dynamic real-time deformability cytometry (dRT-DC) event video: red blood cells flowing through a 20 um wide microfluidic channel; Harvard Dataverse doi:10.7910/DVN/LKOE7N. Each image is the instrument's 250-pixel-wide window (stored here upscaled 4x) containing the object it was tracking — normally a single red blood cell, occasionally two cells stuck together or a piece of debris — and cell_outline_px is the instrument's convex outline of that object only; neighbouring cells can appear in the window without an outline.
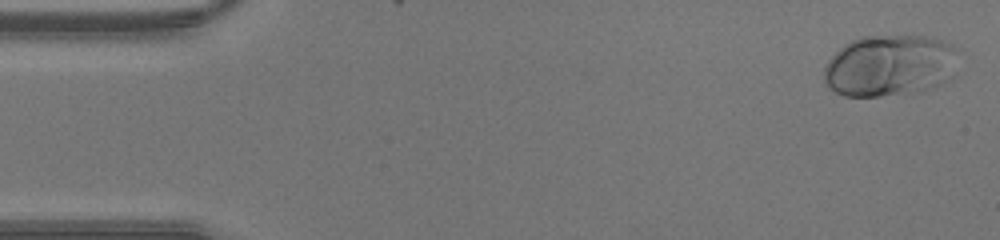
{"species": "human", "species_latin": "Homo sapiens", "temperature_condition": "warm", "stored_images_in_passage": 44, "camera_frame_rate_fps": 3000, "um_per_image_px": 0.085, "donor": {"sex": "male"}, "frame": {"image": 1, "passage_image": 1, "time_ms": 0.0, "image_size_px": [1000, 240], "cell_outline_px": [[956, 76], [940, 84], [920, 92], [880, 96], [844, 96], [828, 88], [824, 80], [824, 68], [828, 60], [840, 48], [852, 40], [864, 36], [932, 36], [952, 44], [956, 48]], "centroid_in_image_um": [75.67, 5.58], "position_along_channel_um": 9.3, "area_um2": 48.73}}
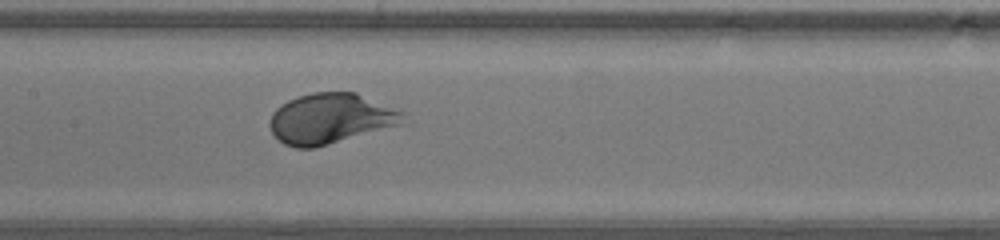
{"frame": {"image": 2, "passage_image": 21, "time_ms": 6.667, "image_size_px": [1000, 240], "cell_outline_px": [[408, 124], [316, 148], [296, 148], [284, 144], [272, 132], [268, 124], [272, 112], [276, 108], [288, 100], [296, 96], [312, 92], [356, 92], [404, 112]], "centroid_in_image_um": [28.16, 10.09], "position_along_channel_um": 179.2, "area_um2": 39.94}}
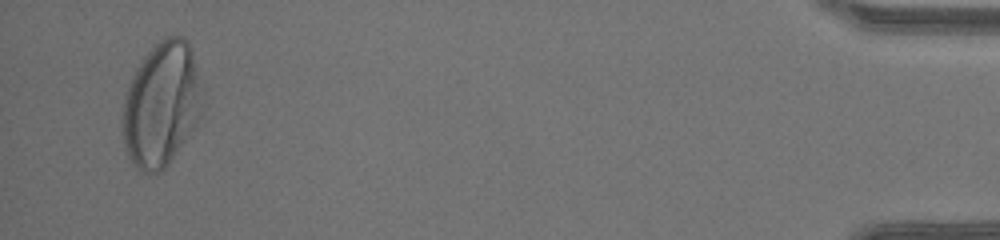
{"frame": {"image": 3, "passage_image": 43, "time_ms": 14.0, "image_size_px": [1000, 240], "cell_outline_px": [[204, 92], [200, 112], [196, 124], [168, 164], [164, 168], [156, 172], [144, 172], [136, 168], [132, 164], [128, 156], [124, 144], [120, 120], [124, 100], [128, 84], [136, 68], [144, 56], [164, 36], [184, 36], [188, 40], [204, 88]], "centroid_in_image_um": [13.72, 8.85], "position_along_channel_um": 421.5, "area_um2": 58.26}}